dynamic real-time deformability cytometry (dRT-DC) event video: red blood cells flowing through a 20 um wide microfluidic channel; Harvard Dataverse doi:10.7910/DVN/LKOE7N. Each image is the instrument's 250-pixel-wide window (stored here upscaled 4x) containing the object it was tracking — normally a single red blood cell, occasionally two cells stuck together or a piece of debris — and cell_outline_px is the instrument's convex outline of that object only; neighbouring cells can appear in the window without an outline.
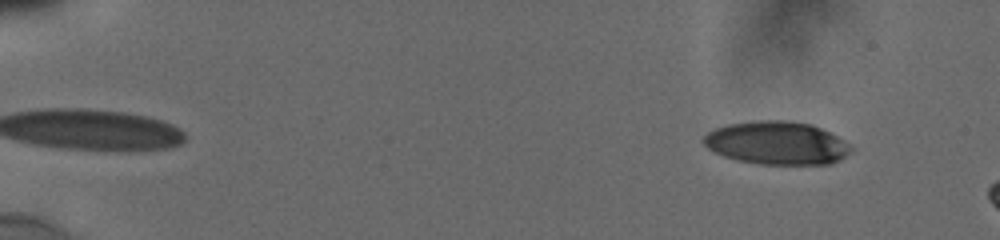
{"species": "human", "species_latin": "Homo sapiens", "temperature_condition": "cold", "stored_images_in_passage": 10, "camera_frame_rate_fps": 3000, "um_per_image_px": 0.085, "donor": {"sex": "male"}, "frame": {"image": 1, "passage_image": 2, "time_ms": 0.333, "image_size_px": [1000, 240], "cell_outline_px": [[852, 148], [844, 156], [828, 164], [760, 164], [736, 160], [724, 156], [708, 148], [700, 140], [708, 132], [716, 128], [728, 124], [760, 120], [788, 120], [812, 124], [844, 140]], "centroid_in_image_um": [65.98, 12.14], "position_along_channel_um": 19.0, "area_um2": 36.76}}